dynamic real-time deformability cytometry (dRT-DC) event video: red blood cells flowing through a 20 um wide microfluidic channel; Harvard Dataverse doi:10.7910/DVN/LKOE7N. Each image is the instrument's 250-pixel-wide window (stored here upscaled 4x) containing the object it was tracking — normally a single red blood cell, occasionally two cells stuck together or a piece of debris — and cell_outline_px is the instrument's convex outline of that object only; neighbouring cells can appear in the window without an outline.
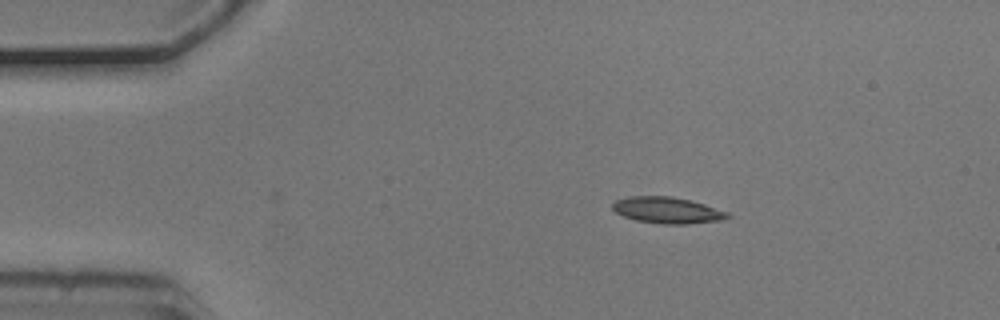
{"species": "common noctule bat (a hibernating species)", "species_latin": "Nyctalus noctula", "temperature_condition": "cold", "stored_images_in_passage": 4, "camera_frame_rate_fps": 3000, "um_per_image_px": 0.085, "animal": {"sex": "male", "body_mass_g": 20.5, "forearm_length_mm": 52.5}, "frame": {"image": 1, "passage_image": 4, "time_ms": 1.0, "image_size_px": [1000, 320], "cell_outline_px": [[732, 216], [724, 220], [688, 224], [664, 224], [636, 220], [624, 216], [616, 212], [612, 208], [612, 204], [616, 200], [632, 196], [672, 196], [704, 204], [728, 212]], "centroid_in_image_um": [56.75, 17.87], "position_along_channel_um": 28.2, "area_um2": 17.57}}